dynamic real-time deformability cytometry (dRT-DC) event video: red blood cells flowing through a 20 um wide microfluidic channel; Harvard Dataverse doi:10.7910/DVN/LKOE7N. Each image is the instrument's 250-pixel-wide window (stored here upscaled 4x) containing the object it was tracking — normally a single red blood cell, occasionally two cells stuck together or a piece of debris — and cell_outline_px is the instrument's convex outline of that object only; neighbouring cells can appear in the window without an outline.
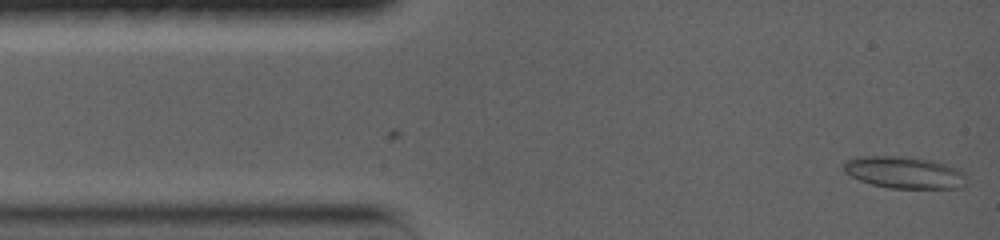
{"species": "common noctule bat (a hibernating species)", "species_latin": "Nyctalus noctula", "temperature_condition": "warm", "stored_images_in_passage": 39, "camera_frame_rate_fps": 5000, "um_per_image_px": 0.085, "animal": {"sex": "female", "body_mass_g": 19.0, "forearm_length_mm": 56.7}, "frame": {"image": 1, "passage_image": 2, "time_ms": 0.2, "image_size_px": [1000, 240], "cell_outline_px": [[964, 188], [888, 188], [872, 184], [860, 180], [844, 172], [844, 160], [860, 156], [908, 156], [932, 160], [960, 168], [964, 172]], "centroid_in_image_um": [76.88, 14.65], "position_along_channel_um": 8.1, "area_um2": 23.0}}
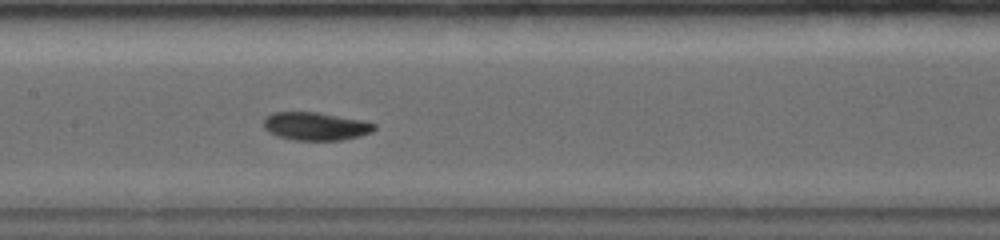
{"frame": {"image": 2, "passage_image": 16, "time_ms": 6.8, "image_size_px": [1000, 240], "cell_outline_px": [[376, 128], [372, 132], [360, 136], [340, 140], [292, 140], [276, 136], [268, 132], [264, 128], [264, 116], [272, 112], [316, 112], [364, 120], [376, 124]], "centroid_in_image_um": [26.81, 10.73], "position_along_channel_um": 180.6, "area_um2": 18.32}}
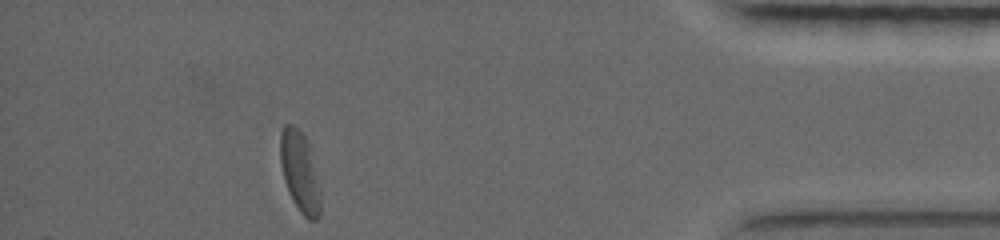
{"frame": {"image": 3, "passage_image": 39, "time_ms": 14.4, "image_size_px": [1000, 240], "cell_outline_px": [[320, 216], [316, 220], [308, 220], [300, 212], [292, 200], [288, 192], [284, 180], [280, 160], [280, 132], [284, 124], [292, 124], [304, 136], [308, 144], [320, 192]], "centroid_in_image_um": [25.46, 14.64], "position_along_channel_um": 409.7, "area_um2": 18.61}, "authors_computed_cell_mechanics": {"area_um2": 18.3804, "velocity_mm_per_s": 3.6921, "shape_relaxation_time_tau1_ms": 3.8147, "shape_relaxation_time_tau2_ms": 2.7162, "deformation_change_tau1": 0.1233, "deformation_change_tau2": 0.0668}}